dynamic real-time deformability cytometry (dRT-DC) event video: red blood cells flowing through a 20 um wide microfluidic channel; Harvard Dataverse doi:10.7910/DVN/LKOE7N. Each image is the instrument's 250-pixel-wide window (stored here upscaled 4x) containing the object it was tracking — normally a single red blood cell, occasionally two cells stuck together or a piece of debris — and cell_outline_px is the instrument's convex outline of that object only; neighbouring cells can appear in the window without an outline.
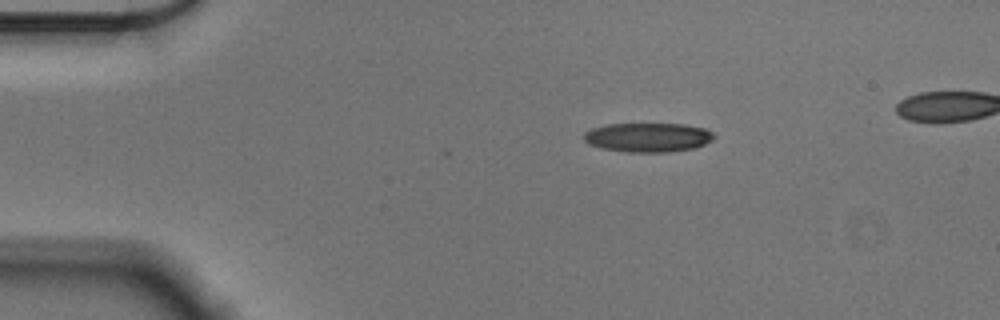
{"species": "Egyptian fruit bat (a non-hibernating species)", "species_latin": "Rousettus aegyptiacus", "temperature_condition": "cold", "stored_images_in_passage": 4, "camera_frame_rate_fps": 3000, "um_per_image_px": 0.085, "animal": {"sex": "male"}, "frame": {"image": 1, "passage_image": 1, "time_ms": 0.0, "image_size_px": [1000, 320], "cell_outline_px": [[716, 136], [712, 140], [704, 144], [692, 148], [668, 152], [624, 152], [600, 148], [588, 144], [584, 140], [584, 132], [592, 128], [608, 124], [684, 124], [704, 128], [712, 132]], "centroid_in_image_um": [55.05, 11.68], "position_along_channel_um": 30.0, "area_um2": 22.2}}